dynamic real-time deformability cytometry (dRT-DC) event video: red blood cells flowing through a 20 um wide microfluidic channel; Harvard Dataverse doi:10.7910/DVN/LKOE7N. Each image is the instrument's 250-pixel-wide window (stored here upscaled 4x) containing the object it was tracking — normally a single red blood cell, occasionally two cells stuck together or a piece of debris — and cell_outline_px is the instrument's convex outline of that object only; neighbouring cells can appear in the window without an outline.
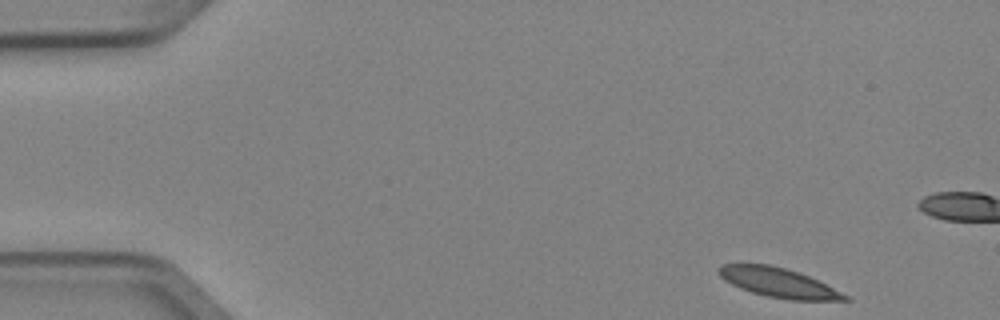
{"species": "Egyptian fruit bat (a non-hibernating species)", "species_latin": "Rousettus aegyptiacus", "temperature_condition": "cold", "stored_images_in_passage": 4, "camera_frame_rate_fps": 3000, "um_per_image_px": 0.085, "animal": {"sex": "female"}, "frame": {"image": 1, "passage_image": 1, "time_ms": 0.0, "image_size_px": [1000, 320], "cell_outline_px": [[852, 300], [788, 300], [768, 296], [752, 292], [740, 288], [724, 280], [720, 276], [720, 264], [768, 264], [800, 272], [848, 296]], "centroid_in_image_um": [66.15, 24.02], "position_along_channel_um": 18.8, "area_um2": 21.15}}